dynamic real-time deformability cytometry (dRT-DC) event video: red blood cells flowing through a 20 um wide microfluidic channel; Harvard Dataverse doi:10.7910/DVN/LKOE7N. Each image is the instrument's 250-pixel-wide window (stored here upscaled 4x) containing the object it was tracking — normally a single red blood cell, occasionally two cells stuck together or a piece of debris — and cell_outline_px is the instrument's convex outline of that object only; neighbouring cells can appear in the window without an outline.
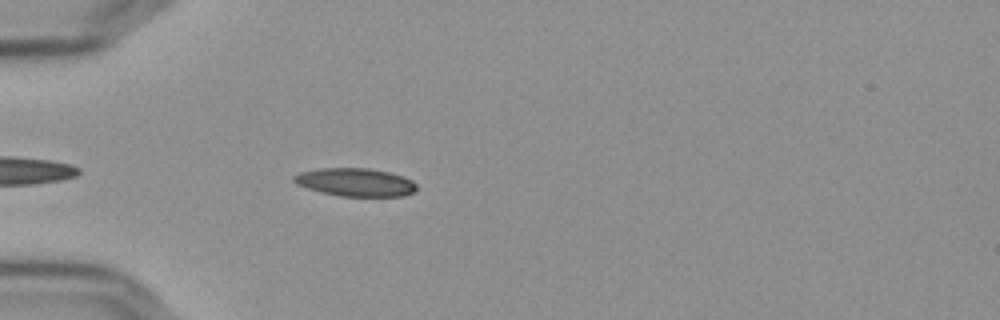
{"species": "Egyptian fruit bat (a non-hibernating species)", "species_latin": "Rousettus aegyptiacus", "temperature_condition": "cold", "stored_images_in_passage": 29, "camera_frame_rate_fps": 3000, "um_per_image_px": 0.085, "frame": {"image": 1, "passage_image": 5, "time_ms": 1.333, "image_size_px": [1000, 320], "cell_outline_px": [[416, 188], [412, 192], [404, 196], [340, 196], [308, 188], [296, 184], [292, 180], [292, 176], [300, 172], [320, 168], [368, 168], [392, 172], [404, 176], [412, 180], [416, 184]], "centroid_in_image_um": [30.22, 15.47], "position_along_channel_um": 54.8, "area_um2": 20.11}}
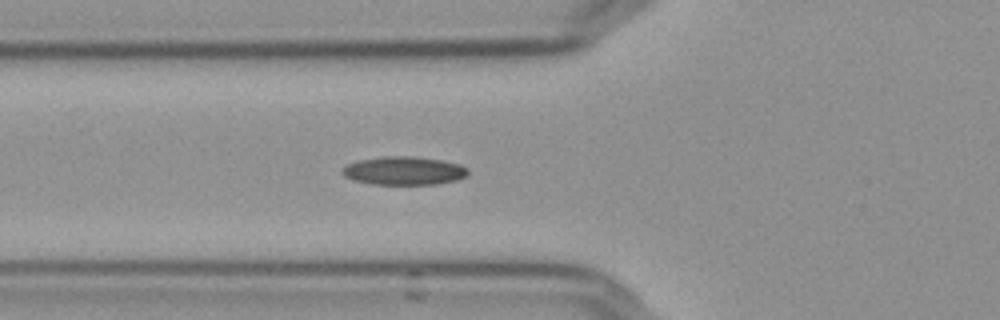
{"frame": {"image": 2, "passage_image": 9, "time_ms": 2.667, "image_size_px": [1000, 320], "cell_outline_px": [[468, 172], [464, 176], [456, 180], [436, 184], [372, 184], [356, 180], [344, 176], [340, 172], [348, 164], [360, 160], [388, 156], [412, 156], [440, 160], [460, 164], [468, 168]], "centroid_in_image_um": [34.35, 14.51], "position_along_channel_um": 91.5, "area_um2": 20.46}}
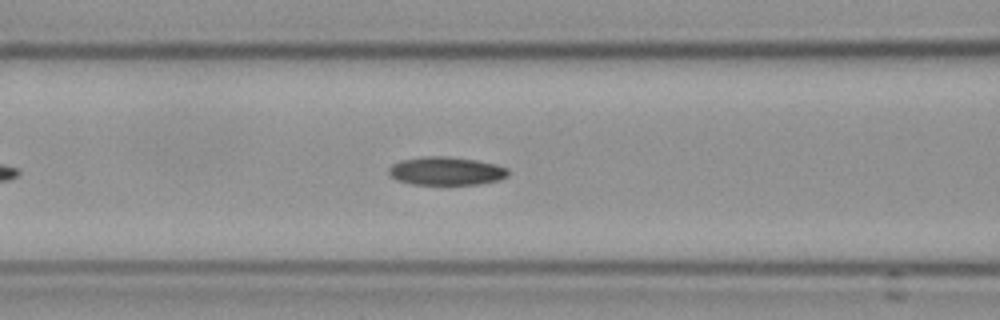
{"frame": {"image": 3, "passage_image": 12, "time_ms": 3.667, "image_size_px": [1000, 320], "cell_outline_px": [[508, 176], [500, 180], [480, 184], [412, 184], [396, 180], [388, 176], [388, 168], [392, 164], [400, 160], [428, 156], [448, 156], [476, 160], [496, 164], [508, 168]], "centroid_in_image_um": [37.91, 14.53], "position_along_channel_um": 128.7, "area_um2": 19.88}}